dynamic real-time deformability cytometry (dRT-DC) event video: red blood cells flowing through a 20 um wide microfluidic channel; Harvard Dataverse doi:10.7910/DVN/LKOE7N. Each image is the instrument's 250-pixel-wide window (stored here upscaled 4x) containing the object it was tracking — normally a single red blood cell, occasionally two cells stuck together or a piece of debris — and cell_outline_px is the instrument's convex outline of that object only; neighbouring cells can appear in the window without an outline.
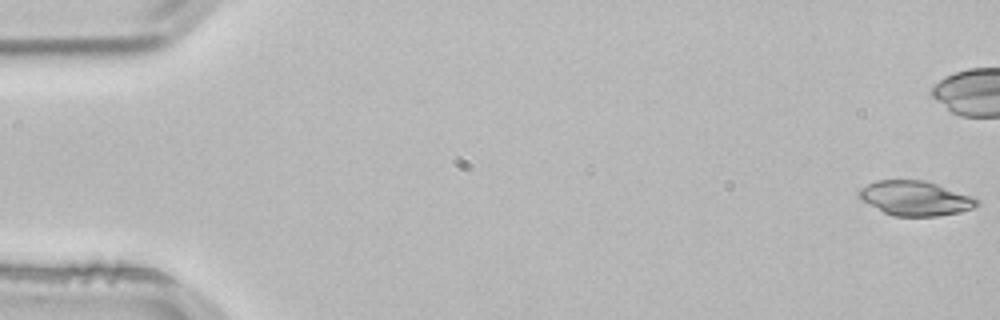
{"species": "common noctule bat (a hibernating species)", "species_latin": "Nyctalus noctula", "temperature_condition": "room temperature", "stored_images_in_passage": 9, "camera_frame_rate_fps": 3000, "um_per_image_px": 0.085, "animal": {"sex": "male", "body_mass_g": 21.5, "forearm_length_mm": 52.0}, "frame": {"image": 1, "passage_image": 1, "time_ms": 0.0, "image_size_px": [1000, 320], "cell_outline_px": [[980, 204], [972, 208], [960, 212], [936, 216], [892, 216], [860, 200], [856, 196], [856, 192], [860, 188], [876, 180], [924, 180], [972, 196], [980, 200]], "centroid_in_image_um": [77.76, 16.85], "position_along_channel_um": 7.2, "area_um2": 23.87}}